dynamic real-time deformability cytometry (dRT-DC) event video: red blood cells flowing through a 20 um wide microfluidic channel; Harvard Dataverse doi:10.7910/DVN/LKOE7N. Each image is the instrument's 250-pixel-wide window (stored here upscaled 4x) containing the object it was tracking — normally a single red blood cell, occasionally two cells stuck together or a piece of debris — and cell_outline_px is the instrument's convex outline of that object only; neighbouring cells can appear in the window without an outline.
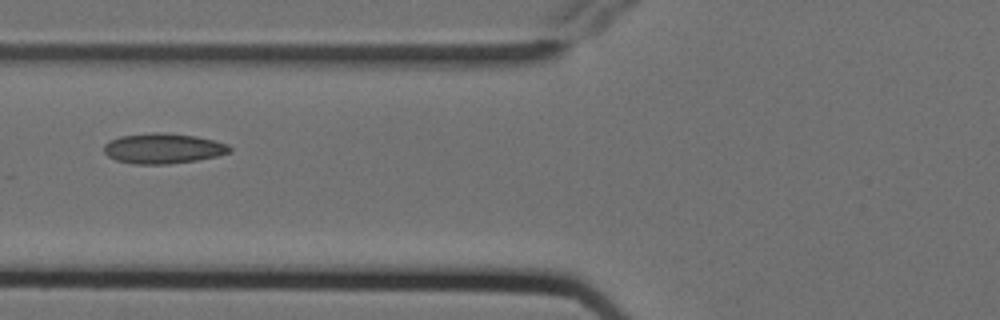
{"species": "Egyptian fruit bat (a non-hibernating species)", "species_latin": "Rousettus aegyptiacus", "temperature_condition": "cold", "stored_images_in_passage": 8, "camera_frame_rate_fps": 3000, "um_per_image_px": 0.085, "animal": {"sex": "female"}, "frame": {"image": 1, "passage_image": 7, "time_ms": 2.0, "image_size_px": [1000, 320], "cell_outline_px": [[232, 152], [216, 156], [196, 160], [168, 164], [132, 164], [116, 160], [108, 156], [104, 152], [104, 144], [108, 140], [120, 136], [152, 132], [164, 132], [196, 136], [228, 144], [232, 148]], "centroid_in_image_um": [13.84, 12.61], "position_along_channel_um": 112.0, "area_um2": 22.31}}
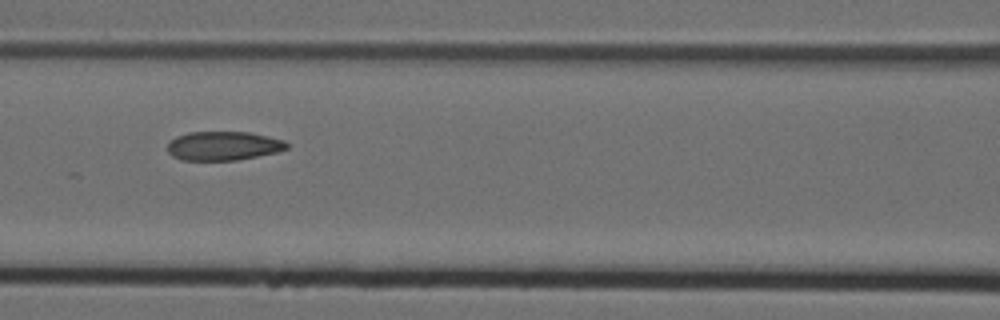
{"frame": {"image": 2, "passage_image": 8, "time_ms": 2.333, "image_size_px": [1000, 320], "cell_outline_px": [[288, 148], [280, 152], [236, 160], [180, 160], [172, 156], [168, 152], [168, 140], [176, 136], [188, 132], [248, 132], [268, 136], [284, 140], [288, 144]], "centroid_in_image_um": [18.98, 12.4], "position_along_channel_um": 147.6, "area_um2": 20.35}}